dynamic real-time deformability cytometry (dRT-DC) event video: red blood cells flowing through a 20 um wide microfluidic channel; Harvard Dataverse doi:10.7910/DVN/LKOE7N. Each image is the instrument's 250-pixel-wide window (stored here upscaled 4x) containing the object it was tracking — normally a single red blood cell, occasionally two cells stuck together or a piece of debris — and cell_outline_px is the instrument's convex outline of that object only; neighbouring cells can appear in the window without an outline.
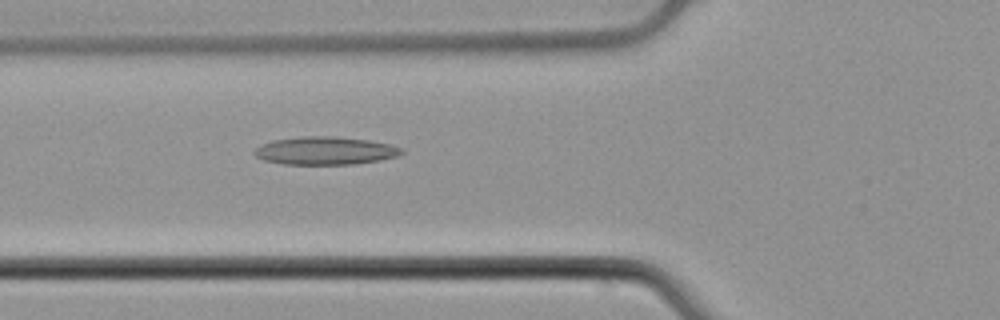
{"species": "common noctule bat (a hibernating species)", "species_latin": "Nyctalus noctula", "temperature_condition": "cold", "stored_images_in_passage": 15, "camera_frame_rate_fps": 3000, "um_per_image_px": 0.085, "animal": {"sex": "male", "body_mass_g": 21.5, "forearm_length_mm": 52.0}, "frame": {"image": 1, "passage_image": 3, "time_ms": 0.667, "image_size_px": [1000, 320], "cell_outline_px": [[404, 152], [396, 156], [380, 160], [352, 164], [284, 164], [264, 160], [256, 156], [252, 152], [260, 144], [272, 140], [300, 136], [336, 136], [368, 140], [392, 144], [404, 148]], "centroid_in_image_um": [27.64, 12.8], "position_along_channel_um": 98.2, "area_um2": 24.16}}
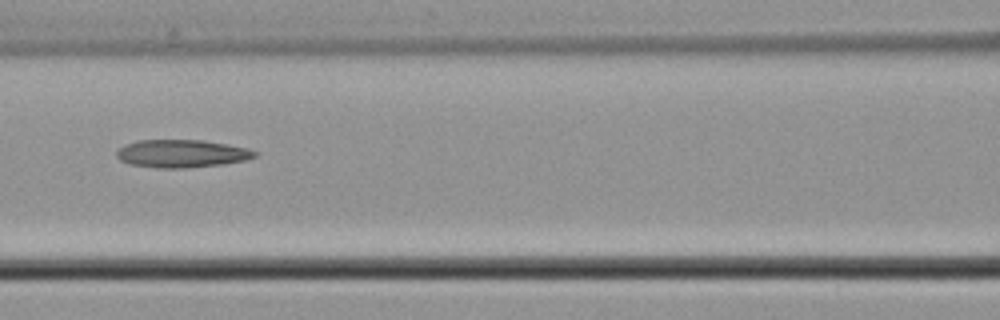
{"frame": {"image": 2, "passage_image": 7, "time_ms": 2.0, "image_size_px": [1000, 320], "cell_outline_px": [[256, 156], [244, 160], [224, 164], [184, 168], [156, 168], [128, 164], [120, 160], [116, 156], [116, 152], [124, 144], [136, 140], [204, 140], [228, 144], [248, 148], [256, 152]], "centroid_in_image_um": [15.41, 13.05], "position_along_channel_um": 151.2, "area_um2": 22.54}}
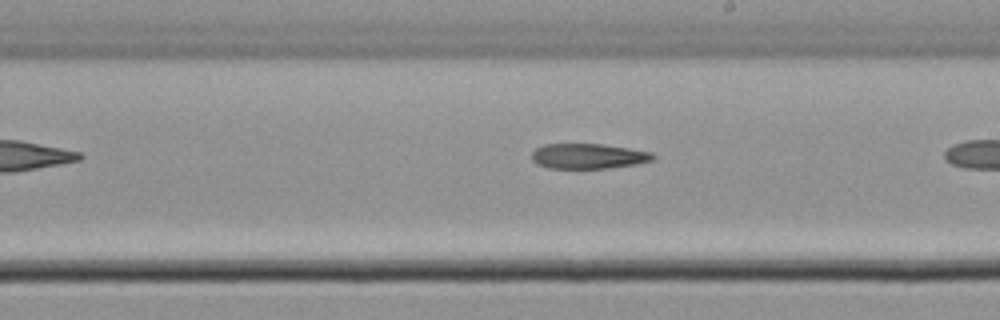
{"frame": {"image": 3, "passage_image": 11, "time_ms": 3.333, "image_size_px": [1000, 320], "cell_outline_px": [[656, 156], [652, 160], [636, 164], [608, 168], [548, 168], [536, 164], [532, 160], [532, 152], [536, 148], [544, 144], [600, 144], [628, 148], [652, 152]], "centroid_in_image_um": [49.98, 13.27], "position_along_channel_um": 239.0, "area_um2": 17.74}}